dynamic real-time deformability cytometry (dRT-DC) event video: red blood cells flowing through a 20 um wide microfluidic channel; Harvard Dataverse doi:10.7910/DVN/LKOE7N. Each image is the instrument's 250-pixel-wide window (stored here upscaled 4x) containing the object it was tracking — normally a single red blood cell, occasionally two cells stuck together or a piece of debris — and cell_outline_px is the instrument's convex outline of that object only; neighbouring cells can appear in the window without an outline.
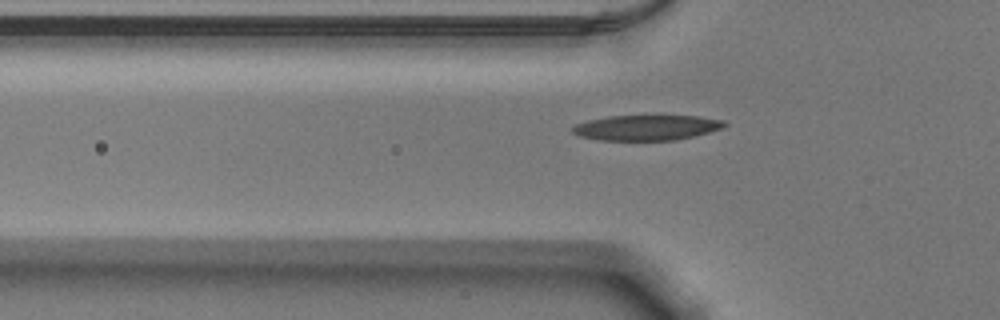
{"species": "Egyptian fruit bat (a non-hibernating species)", "species_latin": "Rousettus aegyptiacus", "temperature_condition": "warm", "stored_images_in_passage": 36, "camera_frame_rate_fps": 3000, "um_per_image_px": 0.085, "animal": {"sex": "male"}, "frame": {"image": 1, "passage_image": 2, "time_ms": 0.333, "image_size_px": [1000, 320], "cell_outline_px": [[728, 124], [724, 128], [676, 140], [600, 140], [580, 136], [572, 132], [572, 128], [576, 124], [588, 120], [608, 116], [656, 112], [700, 116], [724, 120]], "centroid_in_image_um": [55.02, 10.78], "position_along_channel_um": 70.8, "area_um2": 23.64}}
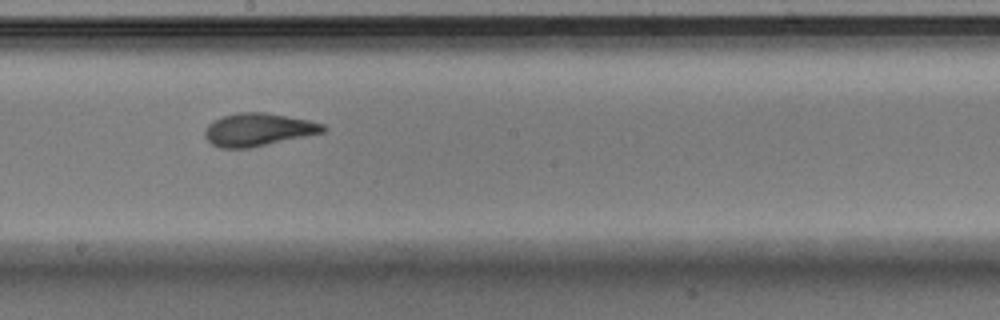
{"frame": {"image": 2, "passage_image": 14, "time_ms": 4.333, "image_size_px": [1000, 320], "cell_outline_px": [[328, 128], [324, 132], [248, 148], [220, 148], [212, 144], [204, 136], [204, 128], [212, 120], [220, 116], [236, 112], [264, 112], [308, 120], [324, 124]], "centroid_in_image_um": [21.89, 11.0], "position_along_channel_um": 226.3, "area_um2": 22.66}}
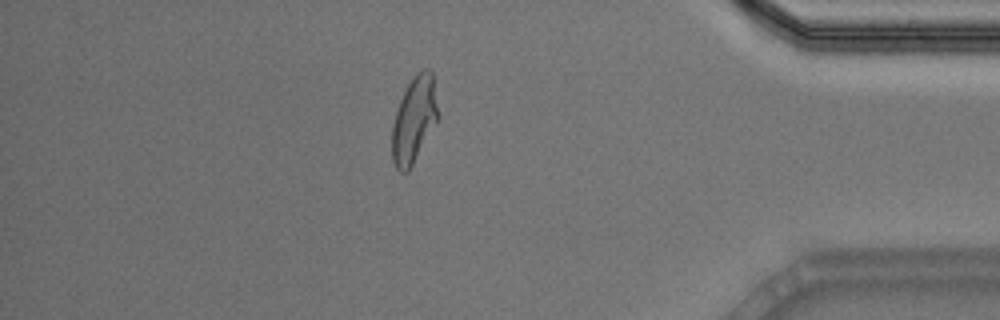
{"frame": {"image": 3, "passage_image": 30, "time_ms": 9.667, "image_size_px": [1000, 320], "cell_outline_px": [[440, 116], [408, 172], [400, 172], [396, 168], [392, 160], [392, 124], [400, 100], [408, 84], [416, 72], [424, 68], [428, 68], [432, 72]], "centroid_in_image_um": [35.21, 10.16], "position_along_channel_um": 400.0, "area_um2": 23.12}}